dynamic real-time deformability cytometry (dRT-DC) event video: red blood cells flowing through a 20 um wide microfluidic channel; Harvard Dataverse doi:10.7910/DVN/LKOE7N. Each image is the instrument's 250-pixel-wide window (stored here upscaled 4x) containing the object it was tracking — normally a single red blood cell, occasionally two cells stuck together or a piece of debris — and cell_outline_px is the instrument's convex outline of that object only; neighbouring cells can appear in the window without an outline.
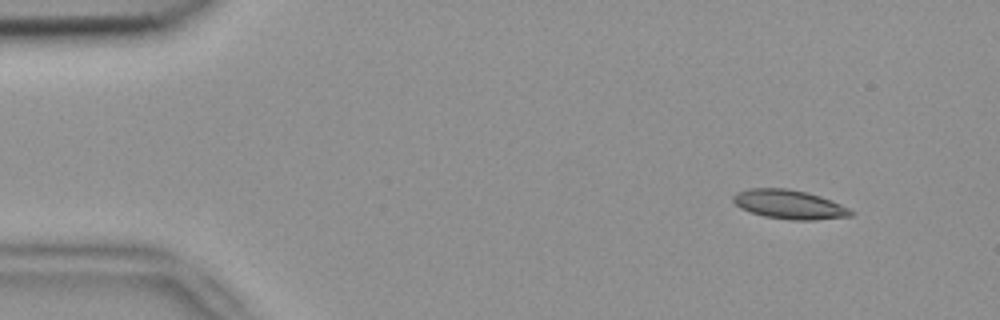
{"species": "common noctule bat (a hibernating species)", "species_latin": "Nyctalus noctula", "temperature_condition": "room temperature", "stored_images_in_passage": 4, "camera_frame_rate_fps": 3000, "um_per_image_px": 0.085, "animal": {"sex": "female", "body_mass_g": 18.4}, "frame": {"image": 1, "passage_image": 1, "time_ms": 0.0, "image_size_px": [1000, 320], "cell_outline_px": [[856, 212], [852, 216], [816, 220], [792, 220], [764, 216], [740, 208], [732, 200], [732, 196], [736, 192], [748, 188], [788, 188], [808, 192], [820, 196], [840, 204]], "centroid_in_image_um": [67.09, 17.37], "position_along_channel_um": 17.9, "area_um2": 20.06}}
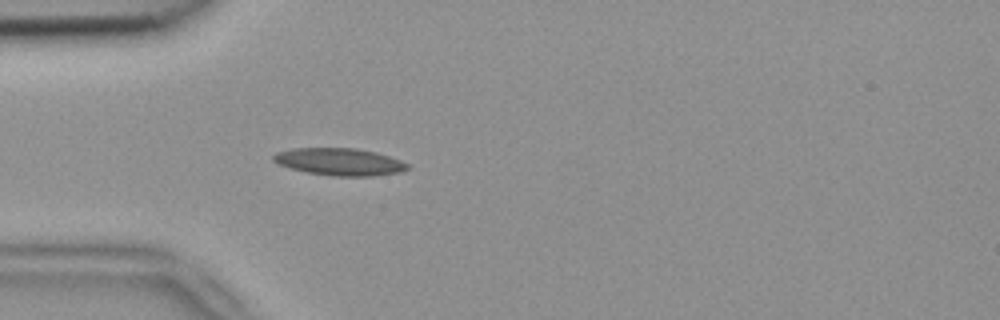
{"frame": {"image": 2, "passage_image": 4, "time_ms": 1.0, "image_size_px": [1000, 320], "cell_outline_px": [[408, 168], [400, 172], [372, 176], [336, 176], [308, 172], [292, 168], [280, 164], [272, 160], [272, 156], [276, 152], [292, 148], [356, 148], [376, 152], [400, 160], [408, 164]], "centroid_in_image_um": [28.86, 13.74], "position_along_channel_um": 56.1, "area_um2": 21.1}}